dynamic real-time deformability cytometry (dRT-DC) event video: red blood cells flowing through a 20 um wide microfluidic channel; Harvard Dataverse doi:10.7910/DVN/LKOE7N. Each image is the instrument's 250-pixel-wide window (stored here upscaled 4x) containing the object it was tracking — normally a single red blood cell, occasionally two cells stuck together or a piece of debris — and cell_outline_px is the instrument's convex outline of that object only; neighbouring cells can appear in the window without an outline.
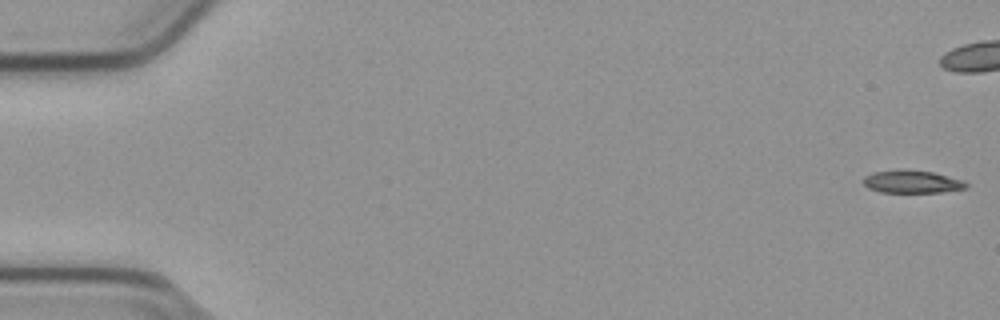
{"species": "common noctule bat (a hibernating species)", "species_latin": "Nyctalus noctula", "temperature_condition": "cold", "stored_images_in_passage": 49, "camera_frame_rate_fps": 3000, "um_per_image_px": 0.085, "animal": {"sex": "male", "body_mass_g": 23.1, "forearm_length_mm": 52.7}, "frame": {"image": 1, "passage_image": 1, "time_ms": 0.0, "image_size_px": [1000, 320], "cell_outline_px": [[968, 188], [940, 192], [880, 192], [868, 188], [864, 184], [864, 176], [872, 172], [896, 168], [908, 168], [932, 172], [964, 180], [968, 184]], "centroid_in_image_um": [77.5, 15.42], "position_along_channel_um": 7.5, "area_um2": 13.99}}
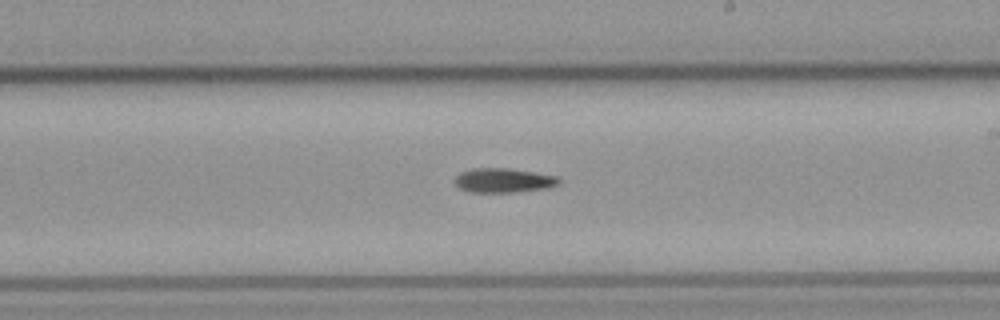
{"frame": {"image": 2, "passage_image": 32, "time_ms": 10.333, "image_size_px": [1000, 320], "cell_outline_px": [[560, 184], [548, 188], [512, 192], [468, 192], [460, 188], [452, 180], [460, 172], [472, 168], [508, 168], [560, 176]], "centroid_in_image_um": [42.8, 15.33], "position_along_channel_um": 246.2, "area_um2": 14.97}}
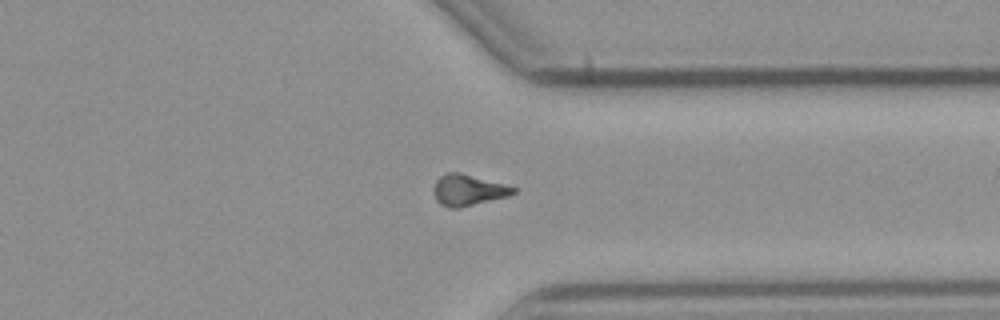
{"frame": {"image": 3, "passage_image": 42, "time_ms": 13.667, "image_size_px": [1000, 320], "cell_outline_px": [[516, 192], [508, 196], [460, 208], [448, 208], [440, 204], [436, 200], [432, 192], [432, 188], [436, 180], [440, 176], [448, 172], [460, 172], [504, 184], [516, 188]], "centroid_in_image_um": [39.74, 16.16], "position_along_channel_um": 371.7, "area_um2": 14.57}}